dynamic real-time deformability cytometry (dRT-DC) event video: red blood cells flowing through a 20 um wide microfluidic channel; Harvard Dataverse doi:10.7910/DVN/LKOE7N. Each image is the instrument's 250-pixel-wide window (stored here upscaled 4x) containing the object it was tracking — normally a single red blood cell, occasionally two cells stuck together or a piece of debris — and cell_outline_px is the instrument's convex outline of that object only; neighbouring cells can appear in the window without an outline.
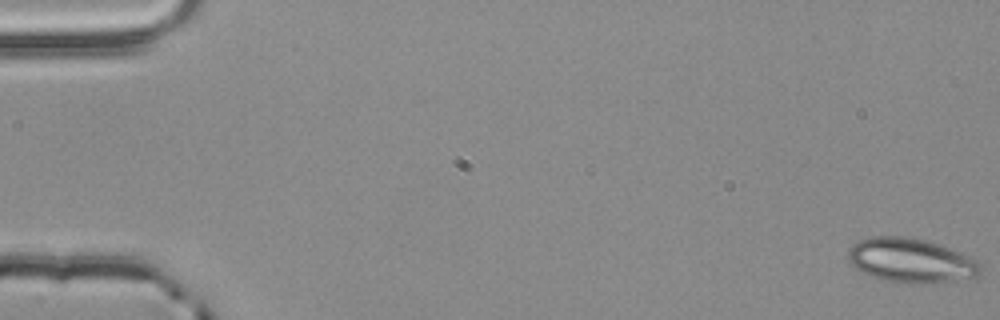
{"species": "common noctule bat (a hibernating species)", "species_latin": "Nyctalus noctula", "temperature_condition": "room temperature", "stored_images_in_passage": 55, "camera_frame_rate_fps": 3000, "um_per_image_px": 0.085, "animal": {"sex": "male", "body_mass_g": 20.4}, "frame": {"image": 1, "passage_image": 1, "time_ms": 0.0, "image_size_px": [1000, 320], "cell_outline_px": [[984, 272], [980, 276], [940, 284], [904, 284], [884, 280], [872, 276], [856, 268], [848, 260], [848, 248], [852, 244], [868, 236], [904, 236], [924, 240], [960, 252], [976, 260], [980, 264]], "centroid_in_image_um": [77.46, 22.17], "position_along_channel_um": 7.5, "area_um2": 34.74}}
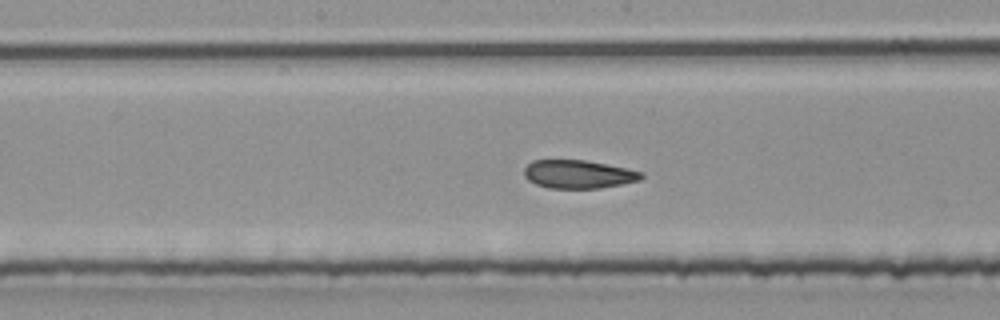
{"frame": {"image": 2, "passage_image": 29, "time_ms": 9.333, "image_size_px": [1000, 320], "cell_outline_px": [[644, 176], [640, 180], [600, 188], [548, 188], [536, 184], [528, 180], [524, 176], [524, 168], [532, 160], [588, 160], [628, 168], [644, 172]], "centroid_in_image_um": [49.18, 14.8], "position_along_channel_um": 199.0, "area_um2": 19.48}}
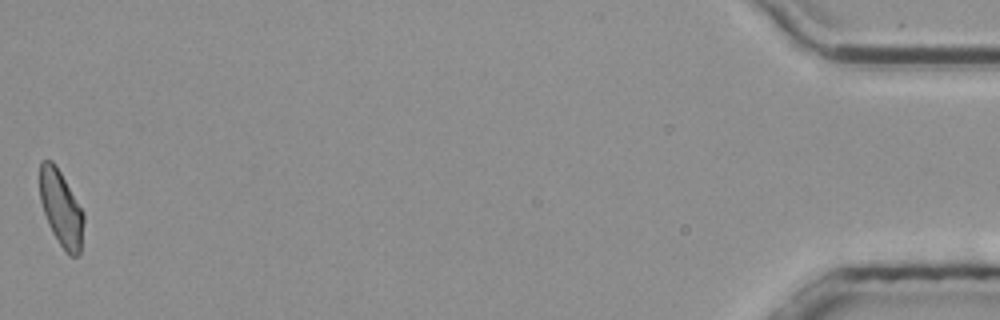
{"frame": {"image": 3, "passage_image": 55, "time_ms": 18.0, "image_size_px": [1000, 320], "cell_outline_px": [[84, 224], [80, 256], [68, 256], [52, 232], [48, 224], [40, 200], [40, 160], [52, 160], [56, 164], [84, 212]], "centroid_in_image_um": [5.21, 17.73], "position_along_channel_um": 430.0, "area_um2": 19.59}, "authors_computed_cell_mechanics": {"area_um2": 20.2878, "velocity_mm_per_s": 3.8383, "shape_relaxation_time_tau1_ms": null, "shape_relaxation_time_tau2_ms": 1.9732, "deformation_change_tau1": null, "deformation_change_tau2": 0.0728}}